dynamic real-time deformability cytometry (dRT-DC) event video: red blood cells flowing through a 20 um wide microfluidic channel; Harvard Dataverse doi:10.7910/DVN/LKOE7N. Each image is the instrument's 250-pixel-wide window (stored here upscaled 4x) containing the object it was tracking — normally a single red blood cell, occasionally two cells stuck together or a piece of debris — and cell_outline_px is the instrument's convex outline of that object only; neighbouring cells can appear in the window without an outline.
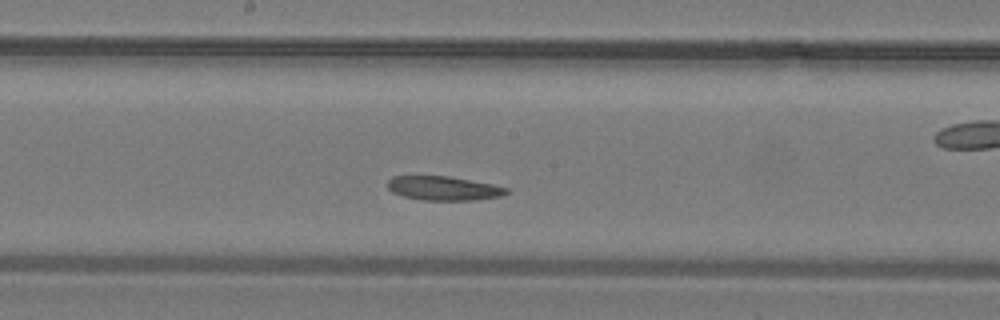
{"species": "common noctule bat (a hibernating species)", "species_latin": "Nyctalus noctula", "temperature_condition": "warm", "stored_images_in_passage": 21, "camera_frame_rate_fps": 3000, "um_per_image_px": 0.085, "animal": {"sex": "male", "body_mass_g": 19.2, "forearm_length_mm": 51.8}, "frame": {"image": 1, "passage_image": 10, "time_ms": 3.0, "image_size_px": [1000, 320], "cell_outline_px": [[508, 192], [500, 196], [472, 200], [420, 200], [404, 196], [392, 192], [388, 188], [388, 180], [392, 176], [448, 176], [492, 184], [508, 188]], "centroid_in_image_um": [37.67, 16.0], "position_along_channel_um": 210.5, "area_um2": 16.53}}
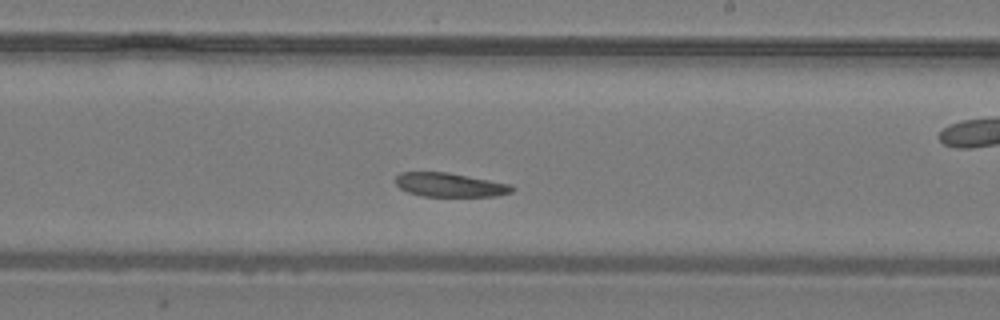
{"frame": {"image": 2, "passage_image": 12, "time_ms": 3.667, "image_size_px": [1000, 320], "cell_outline_px": [[516, 188], [512, 192], [496, 196], [424, 196], [408, 192], [400, 188], [396, 184], [396, 176], [400, 172], [448, 172], [512, 184]], "centroid_in_image_um": [38.27, 15.71], "position_along_channel_um": 250.7, "area_um2": 16.3}}